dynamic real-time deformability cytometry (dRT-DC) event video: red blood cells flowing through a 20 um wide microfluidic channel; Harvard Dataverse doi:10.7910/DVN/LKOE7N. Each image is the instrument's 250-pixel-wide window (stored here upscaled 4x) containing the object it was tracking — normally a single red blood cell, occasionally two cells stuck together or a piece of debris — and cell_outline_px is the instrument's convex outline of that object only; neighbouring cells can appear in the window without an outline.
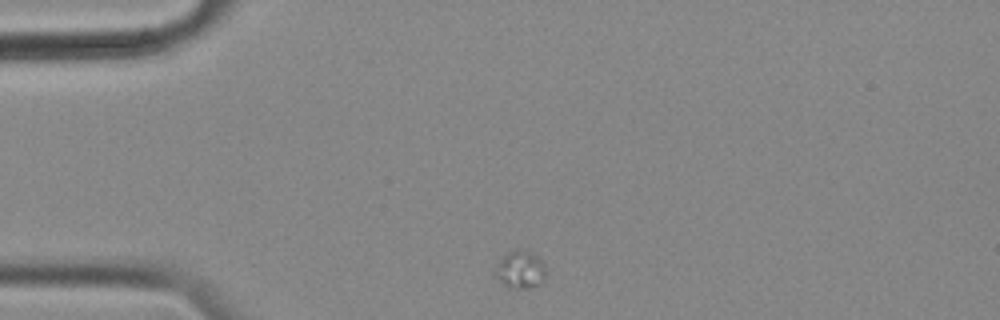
{"species": "common noctule bat (a hibernating species)", "species_latin": "Nyctalus noctula", "temperature_condition": "cold", "stored_images_in_passage": 8, "camera_frame_rate_fps": 3000, "um_per_image_px": 0.085, "animal": {"sex": "female", "body_mass_g": 18.4}, "frame": {"image": 1, "passage_image": 1, "time_ms": 0.0, "image_size_px": [1000, 320], "cell_outline_px": [[548, 276], [544, 280], [532, 288], [508, 288], [496, 276], [496, 268], [500, 260], [508, 252], [520, 248], [532, 252], [544, 264], [548, 272]], "centroid_in_image_um": [44.29, 22.92], "position_along_channel_um": 40.7, "area_um2": 11.16}}